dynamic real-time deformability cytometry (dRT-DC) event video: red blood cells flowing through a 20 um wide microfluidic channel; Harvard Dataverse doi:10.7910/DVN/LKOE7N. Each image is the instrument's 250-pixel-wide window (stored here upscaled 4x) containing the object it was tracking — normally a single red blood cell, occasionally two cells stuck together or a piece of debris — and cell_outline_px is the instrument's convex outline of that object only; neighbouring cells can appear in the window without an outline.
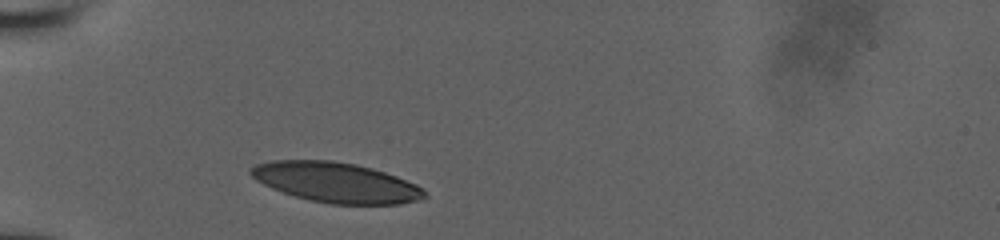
{"species": "human", "species_latin": "Homo sapiens", "temperature_condition": "room temperature", "stored_images_in_passage": 1, "camera_frame_rate_fps": 3000, "um_per_image_px": 0.085, "donor": {"sex": "male"}, "frame": {"image": 1, "passage_image": 1, "time_ms": 0.0, "image_size_px": [1000, 240], "cell_outline_px": [[428, 196], [420, 200], [400, 204], [328, 204], [296, 196], [272, 188], [256, 180], [248, 172], [248, 168], [256, 164], [272, 160], [332, 160], [356, 164], [372, 168], [396, 176], [416, 184], [424, 188]], "centroid_in_image_um": [28.58, 15.5], "position_along_channel_um": 56.4, "area_um2": 40.63}}